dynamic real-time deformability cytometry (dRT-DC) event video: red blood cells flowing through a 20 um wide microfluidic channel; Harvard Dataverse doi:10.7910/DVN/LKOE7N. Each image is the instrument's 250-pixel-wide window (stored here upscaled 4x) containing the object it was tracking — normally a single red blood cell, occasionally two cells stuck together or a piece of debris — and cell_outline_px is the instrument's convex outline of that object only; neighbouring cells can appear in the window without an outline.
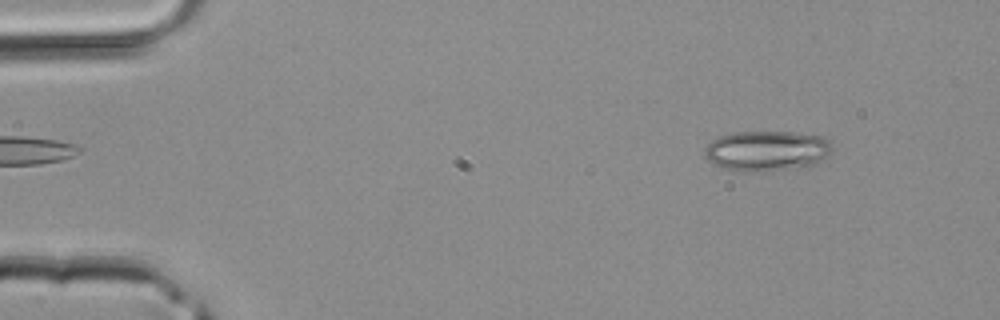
{"species": "common noctule bat (a hibernating species)", "species_latin": "Nyctalus noctula", "temperature_condition": "room temperature", "stored_images_in_passage": 38, "camera_frame_rate_fps": 3000, "um_per_image_px": 0.085, "animal": {"sex": "male", "body_mass_g": 20.4}, "frame": {"image": 1, "passage_image": 1, "time_ms": 0.0, "image_size_px": [1000, 320], "cell_outline_px": [[832, 148], [828, 156], [808, 168], [752, 172], [748, 172], [724, 168], [708, 160], [704, 156], [704, 148], [712, 140], [720, 136], [732, 132], [792, 132], [824, 136], [832, 144]], "centroid_in_image_um": [65.22, 12.83], "position_along_channel_um": 19.8, "area_um2": 30.35}}
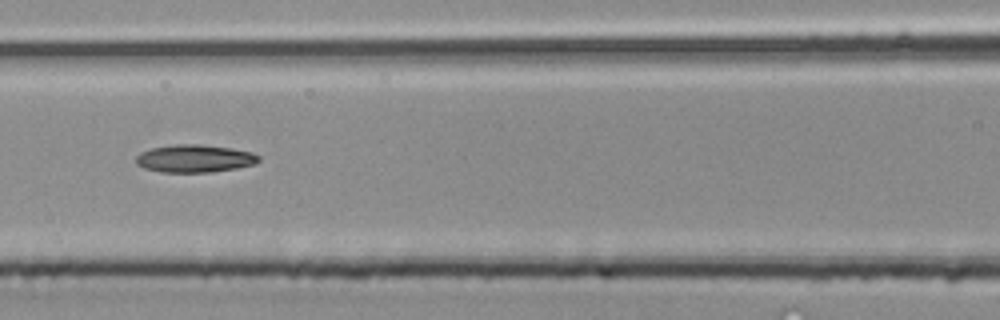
{"frame": {"image": 2, "passage_image": 15, "time_ms": 4.667, "image_size_px": [1000, 320], "cell_outline_px": [[260, 160], [256, 164], [236, 168], [212, 172], [160, 172], [144, 168], [136, 164], [136, 156], [140, 152], [152, 148], [176, 144], [200, 144], [232, 148], [252, 152], [260, 156]], "centroid_in_image_um": [16.56, 13.47], "position_along_channel_um": 150.0, "area_um2": 19.94}}
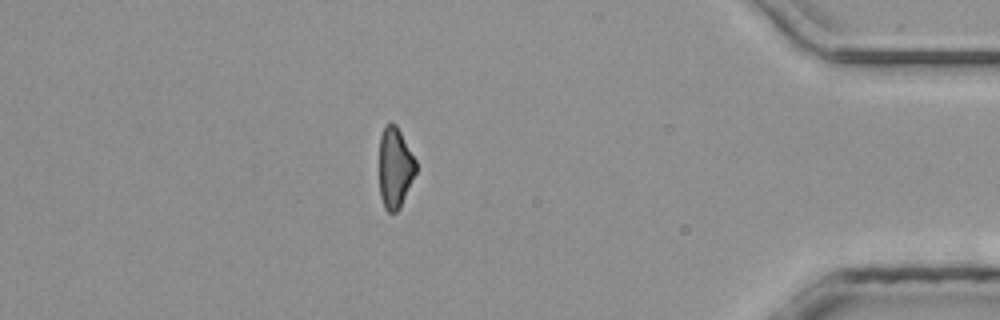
{"frame": {"image": 3, "passage_image": 33, "time_ms": 10.667, "image_size_px": [1000, 320], "cell_outline_px": [[416, 172], [400, 208], [396, 212], [388, 212], [384, 208], [380, 196], [380, 136], [384, 128], [392, 120], [396, 124], [416, 160]], "centroid_in_image_um": [33.58, 14.26], "position_along_channel_um": 401.6, "area_um2": 17.17}}